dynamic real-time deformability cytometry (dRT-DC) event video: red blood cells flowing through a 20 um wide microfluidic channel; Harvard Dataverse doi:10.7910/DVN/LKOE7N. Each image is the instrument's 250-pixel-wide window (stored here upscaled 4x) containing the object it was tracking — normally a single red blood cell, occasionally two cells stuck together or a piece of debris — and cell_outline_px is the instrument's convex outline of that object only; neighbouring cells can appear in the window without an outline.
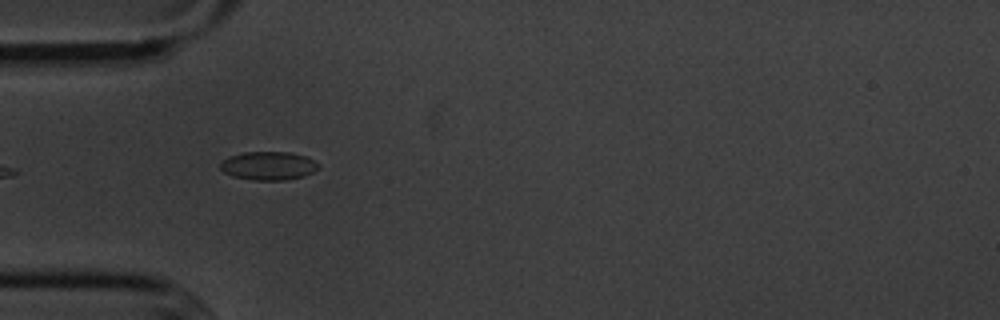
{"species": "common noctule bat (a hibernating species)", "species_latin": "Nyctalus noctula", "temperature_condition": "cold", "stored_images_in_passage": 23, "camera_frame_rate_fps": 3000, "um_per_image_px": 0.085, "animal": {"sex": "male", "body_mass_g": 20.1, "forearm_length_mm": 53.5}, "frame": {"image": 1, "passage_image": 1, "time_ms": 0.0, "image_size_px": [1000, 320], "cell_outline_px": [[320, 168], [304, 176], [284, 180], [252, 180], [232, 176], [224, 172], [220, 168], [220, 164], [228, 156], [244, 152], [288, 152], [304, 156], [320, 164]], "centroid_in_image_um": [22.81, 14.09], "position_along_channel_um": 62.2, "area_um2": 16.24}}
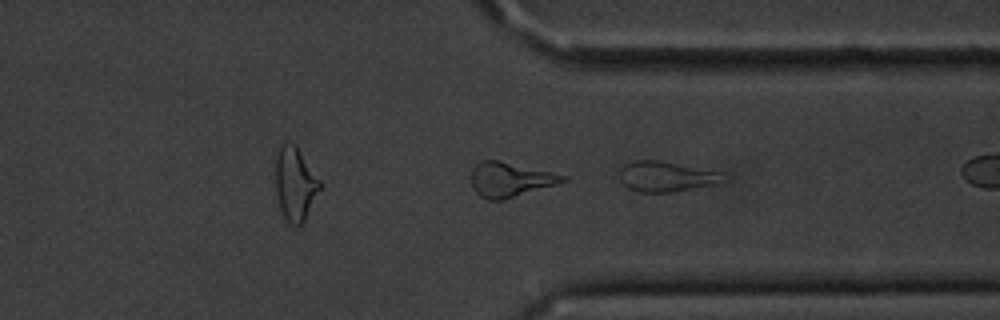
{"frame": {"image": 2, "passage_image": 23, "time_ms": 7.333, "image_size_px": [1000, 320], "cell_outline_px": [[720, 172], [716, 184], [668, 192], [640, 192], [628, 188], [620, 180], [620, 168], [624, 164], [632, 160], [656, 160]], "centroid_in_image_um": [56.47, 15.0], "position_along_channel_um": 354.9, "area_um2": 17.63}}